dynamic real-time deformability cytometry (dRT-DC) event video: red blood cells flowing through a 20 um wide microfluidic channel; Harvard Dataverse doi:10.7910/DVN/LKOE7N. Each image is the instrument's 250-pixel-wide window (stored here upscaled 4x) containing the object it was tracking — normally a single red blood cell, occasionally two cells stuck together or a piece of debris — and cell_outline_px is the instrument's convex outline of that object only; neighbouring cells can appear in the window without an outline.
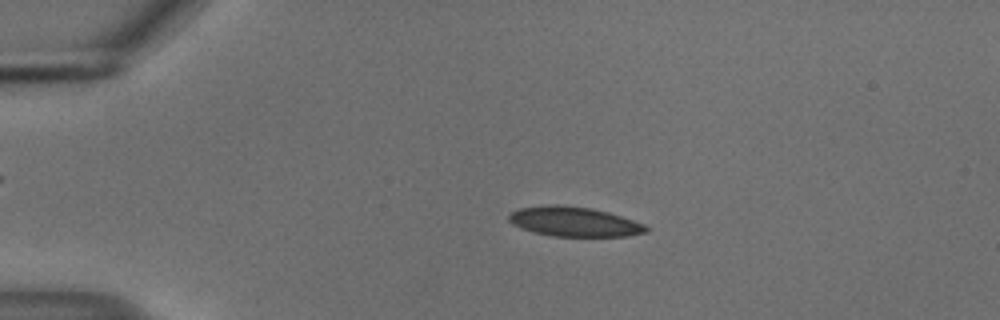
{"species": "common noctule bat (a hibernating species)", "species_latin": "Nyctalus noctula", "temperature_condition": "cold", "stored_images_in_passage": 55, "camera_frame_rate_fps": 3000, "um_per_image_px": 0.085, "animal": {"sex": "male", "body_mass_g": 18.8}, "frame": {"image": 1, "passage_image": 12, "time_ms": 3.667, "image_size_px": [1000, 320], "cell_outline_px": [[648, 232], [628, 236], [552, 236], [532, 232], [520, 228], [512, 224], [508, 220], [508, 216], [512, 212], [520, 208], [548, 204], [556, 204], [592, 208], [608, 212], [644, 224], [648, 228]], "centroid_in_image_um": [48.77, 18.84], "position_along_channel_um": 36.2, "area_um2": 23.76}}
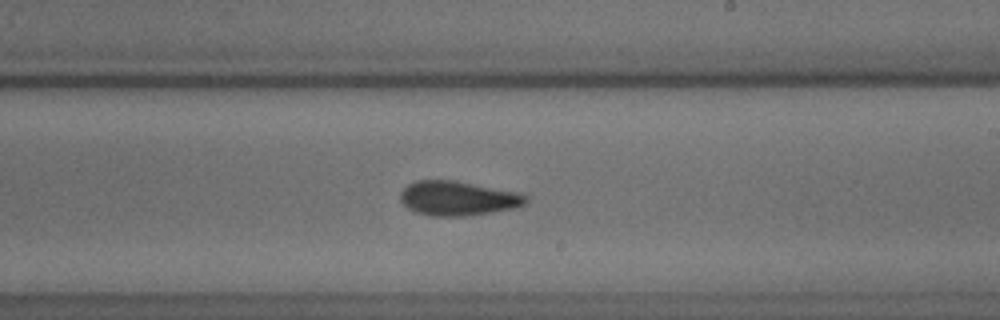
{"frame": {"image": 2, "passage_image": 33, "time_ms": 10.667, "image_size_px": [1000, 320], "cell_outline_px": [[528, 200], [524, 204], [512, 208], [488, 212], [460, 216], [432, 216], [416, 212], [408, 208], [400, 200], [400, 192], [408, 184], [416, 180], [456, 180], [520, 192], [528, 196]], "centroid_in_image_um": [38.91, 16.83], "position_along_channel_um": 250.1, "area_um2": 25.14}}
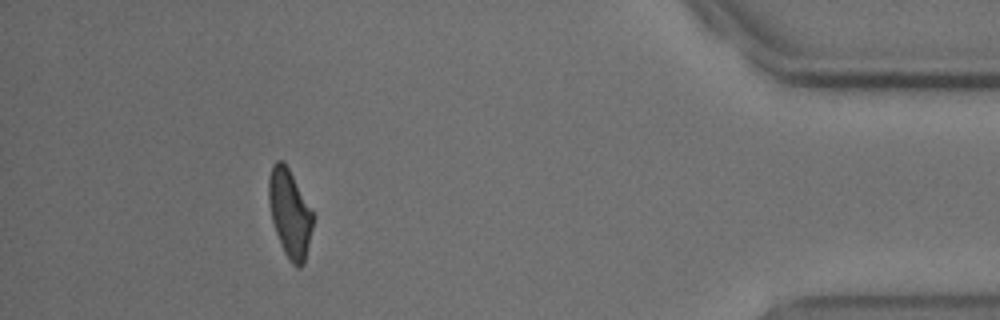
{"frame": {"image": 3, "passage_image": 50, "time_ms": 16.333, "image_size_px": [1000, 320], "cell_outline_px": [[312, 228], [304, 264], [300, 268], [296, 268], [292, 264], [284, 252], [280, 244], [272, 220], [268, 204], [268, 176], [272, 164], [276, 160], [284, 160], [312, 212]], "centroid_in_image_um": [24.59, 18.13], "position_along_channel_um": 410.6, "area_um2": 22.48}, "authors_computed_cell_mechanics": {"area_um2": 23.7558, "velocity_mm_per_s": 3.6871, "shape_relaxation_time_tau1_ms": 6.7538, "shape_relaxation_time_tau2_ms": 2.8887, "deformation_change_tau1": 0.1296, "deformation_change_tau2": 0.0856}}